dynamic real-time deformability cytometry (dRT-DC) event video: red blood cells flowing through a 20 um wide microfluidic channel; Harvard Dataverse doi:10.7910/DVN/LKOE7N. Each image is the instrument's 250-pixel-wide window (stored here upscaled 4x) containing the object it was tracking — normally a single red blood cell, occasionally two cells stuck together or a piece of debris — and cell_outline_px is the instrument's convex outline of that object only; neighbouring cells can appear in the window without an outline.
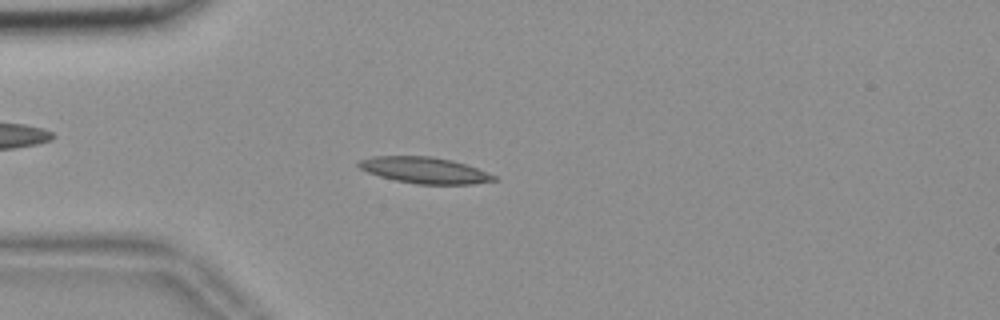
{"species": "common noctule bat (a hibernating species)", "species_latin": "Nyctalus noctula", "temperature_condition": "room temperature", "stored_images_in_passage": 54, "camera_frame_rate_fps": 3000, "um_per_image_px": 0.085, "animal": {"sex": "female", "body_mass_g": 18.4}, "frame": {"image": 1, "passage_image": 14, "time_ms": 4.333, "image_size_px": [1000, 320], "cell_outline_px": [[496, 180], [472, 184], [416, 184], [396, 180], [380, 176], [368, 172], [360, 168], [356, 164], [356, 160], [372, 156], [432, 156], [452, 160], [476, 168], [496, 176]], "centroid_in_image_um": [36.03, 14.46], "position_along_channel_um": 49.0, "area_um2": 20.58}}
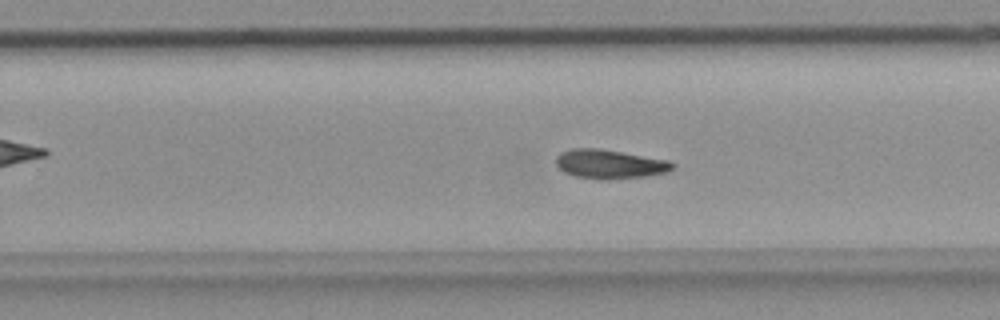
{"frame": {"image": 2, "passage_image": 34, "time_ms": 11.0, "image_size_px": [1000, 320], "cell_outline_px": [[676, 164], [668, 172], [644, 176], [608, 180], [600, 180], [576, 176], [564, 172], [556, 164], [556, 156], [560, 152], [572, 148], [596, 148], [668, 160]], "centroid_in_image_um": [51.8, 13.95], "position_along_channel_um": 278.0, "area_um2": 19.65}}
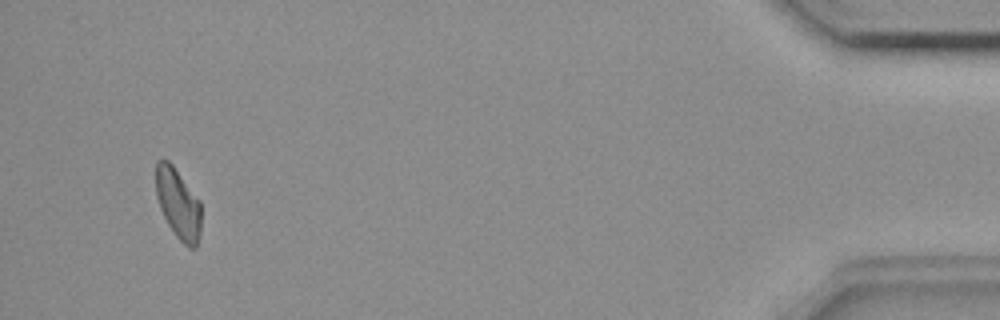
{"frame": {"image": 3, "passage_image": 52, "time_ms": 17.0, "image_size_px": [1000, 320], "cell_outline_px": [[200, 232], [196, 248], [188, 248], [176, 236], [168, 224], [160, 208], [156, 196], [156, 160], [168, 160], [172, 164], [200, 200]], "centroid_in_image_um": [15.14, 17.31], "position_along_channel_um": 420.1, "area_um2": 18.5}}